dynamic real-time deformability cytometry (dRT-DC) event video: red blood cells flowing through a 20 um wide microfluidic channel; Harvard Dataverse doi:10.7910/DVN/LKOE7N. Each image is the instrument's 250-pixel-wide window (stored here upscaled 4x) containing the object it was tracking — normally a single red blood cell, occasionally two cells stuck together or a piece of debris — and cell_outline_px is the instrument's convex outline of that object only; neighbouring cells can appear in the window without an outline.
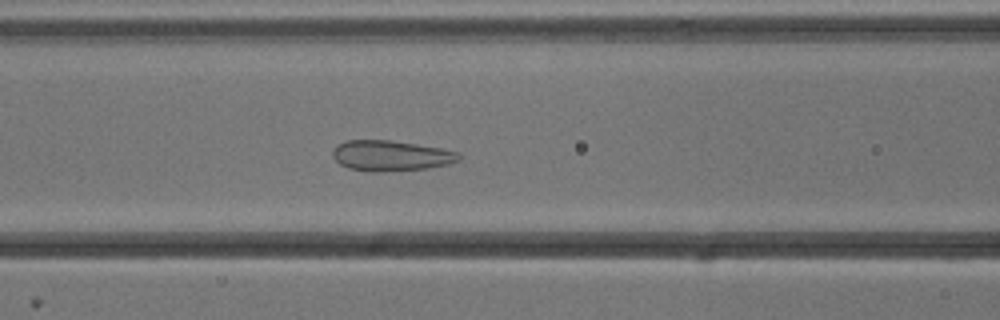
{"species": "common noctule bat (a hibernating species)", "species_latin": "Nyctalus noctula", "temperature_condition": "cold", "stored_images_in_passage": 53, "camera_frame_rate_fps": 3000, "um_per_image_px": 0.085, "animal": {"sex": "male", "body_mass_g": 13.3}, "frame": {"image": 1, "passage_image": 22, "time_ms": 7.0, "image_size_px": [1000, 320], "cell_outline_px": [[460, 160], [448, 164], [428, 168], [372, 172], [368, 172], [348, 168], [340, 164], [332, 156], [332, 148], [336, 144], [344, 140], [392, 140], [440, 148], [460, 152]], "centroid_in_image_um": [33.18, 13.22], "position_along_channel_um": 133.4, "area_um2": 22.6}}
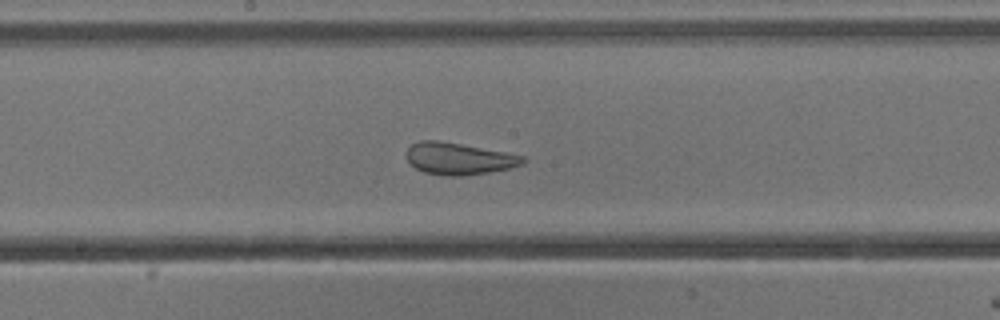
{"frame": {"image": 2, "passage_image": 28, "time_ms": 9.0, "image_size_px": [1000, 320], "cell_outline_px": [[528, 160], [524, 164], [508, 168], [488, 172], [464, 176], [444, 176], [424, 172], [416, 168], [408, 160], [408, 148], [412, 144], [420, 140], [436, 140], [460, 144], [504, 152], [524, 156]], "centroid_in_image_um": [39.02, 13.49], "position_along_channel_um": 209.2, "area_um2": 21.39}}
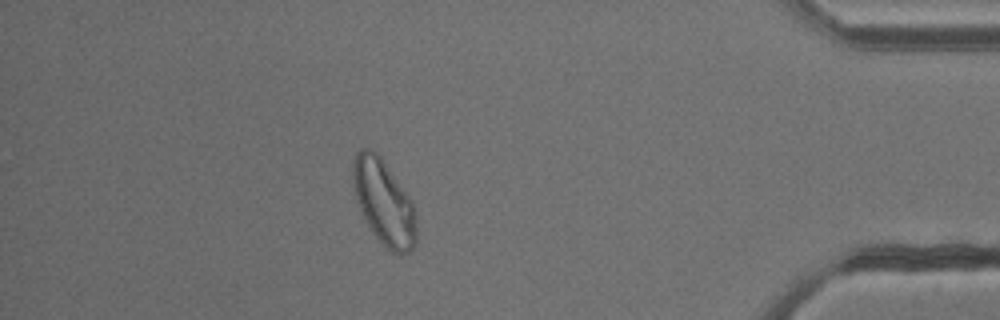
{"frame": {"image": 3, "passage_image": 47, "time_ms": 15.333, "image_size_px": [1000, 320], "cell_outline_px": [[416, 244], [408, 252], [400, 256], [384, 248], [372, 232], [356, 200], [352, 176], [352, 164], [356, 152], [360, 148], [372, 148], [380, 156], [412, 200], [416, 208]], "centroid_in_image_um": [32.64, 17.21], "position_along_channel_um": 402.6, "area_um2": 31.79}, "authors_computed_cell_mechanics": {"area_um2": 28.9578, "velocity_mm_per_s": 3.79, "shape_relaxation_time_tau1_ms": 5.7526, "shape_relaxation_time_tau2_ms": 0.816, "deformation_change_tau1": 0.113, "deformation_change_tau2": 0.0811}}